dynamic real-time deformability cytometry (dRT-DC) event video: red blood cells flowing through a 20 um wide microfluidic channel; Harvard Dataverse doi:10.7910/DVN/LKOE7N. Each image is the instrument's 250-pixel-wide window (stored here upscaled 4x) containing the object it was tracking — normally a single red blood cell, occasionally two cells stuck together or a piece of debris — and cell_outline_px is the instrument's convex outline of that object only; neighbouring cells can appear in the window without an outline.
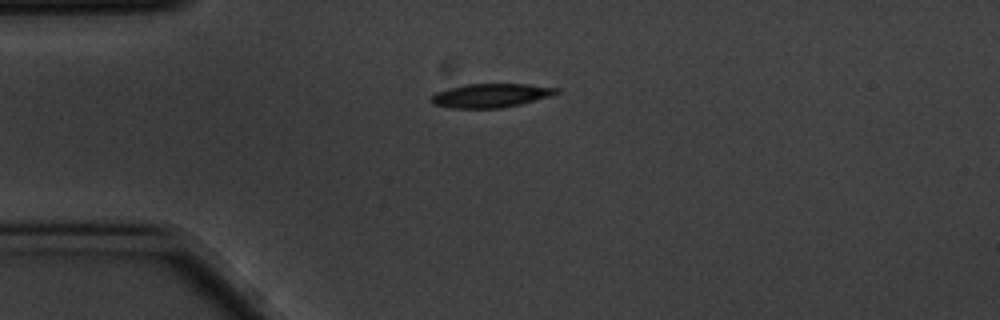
{"species": "common noctule bat (a hibernating species)", "species_latin": "Nyctalus noctula", "temperature_condition": "cold", "stored_images_in_passage": 44, "camera_frame_rate_fps": 3000, "um_per_image_px": 0.085, "animal": {"sex": "male", "body_mass_g": 20.1, "forearm_length_mm": 53.5}, "frame": {"image": 1, "passage_image": 1, "time_ms": 0.0, "image_size_px": [1000, 320], "cell_outline_px": [[560, 92], [548, 96], [520, 104], [500, 108], [452, 108], [432, 104], [432, 96], [436, 92], [448, 88], [464, 84], [528, 84], [560, 88]], "centroid_in_image_um": [41.7, 8.11], "position_along_channel_um": 43.3, "area_um2": 17.28}}
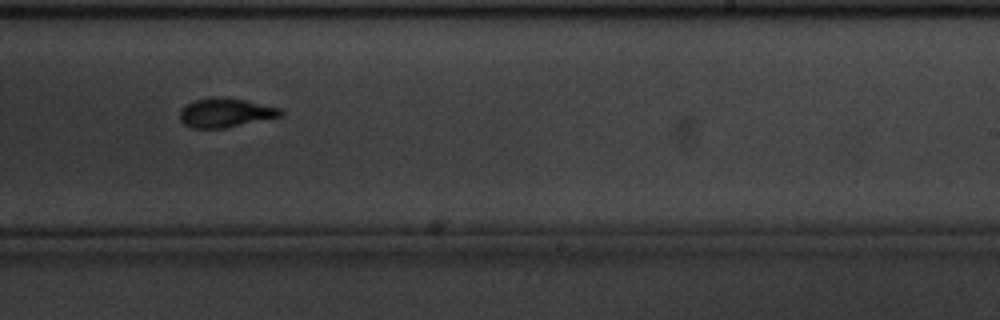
{"frame": {"image": 2, "passage_image": 22, "time_ms": 7.0, "image_size_px": [1000, 320], "cell_outline_px": [[284, 116], [224, 128], [192, 128], [184, 124], [180, 120], [180, 108], [192, 100], [212, 96], [224, 96], [244, 100], [280, 108], [284, 112]], "centroid_in_image_um": [19.15, 9.57], "position_along_channel_um": 269.9, "area_um2": 17.4}}
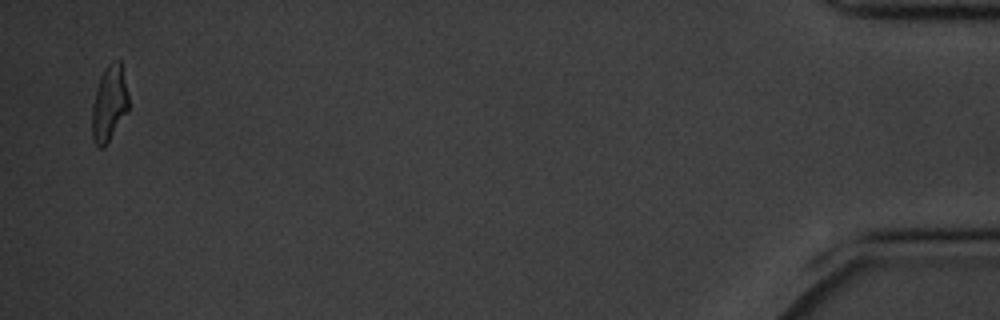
{"frame": {"image": 3, "passage_image": 43, "time_ms": 14.0, "image_size_px": [1000, 320], "cell_outline_px": [[128, 112], [104, 148], [96, 148], [92, 136], [92, 104], [100, 76], [104, 68], [112, 60], [120, 60], [128, 92]], "centroid_in_image_um": [9.28, 8.81], "position_along_channel_um": 425.9, "area_um2": 16.36}, "authors_computed_cell_mechanics": {"area_um2": 17.2822, "velocity_mm_per_s": 3.4894, "shape_relaxation_time_tau1_ms": 2.9737, "shape_relaxation_time_tau2_ms": 2.5235, "deformation_change_tau1": 0.1389, "deformation_change_tau2": 0.0858}}